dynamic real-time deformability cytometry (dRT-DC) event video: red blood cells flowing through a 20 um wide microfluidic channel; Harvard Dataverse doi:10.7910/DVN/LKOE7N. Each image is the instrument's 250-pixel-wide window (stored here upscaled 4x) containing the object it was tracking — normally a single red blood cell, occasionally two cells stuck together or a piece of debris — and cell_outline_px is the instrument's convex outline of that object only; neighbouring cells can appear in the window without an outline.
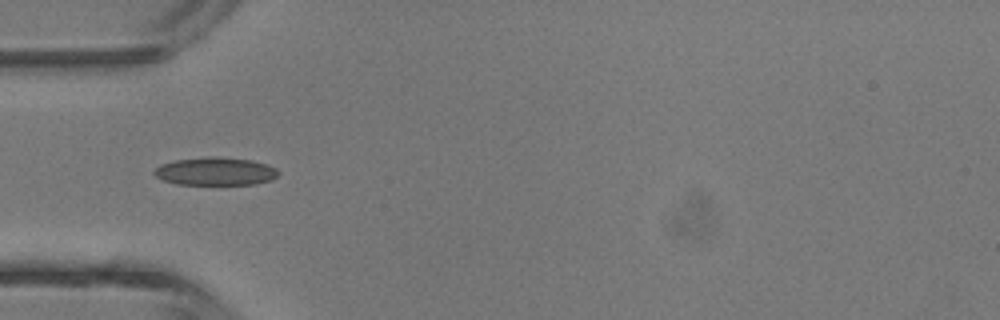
{"species": "common noctule bat (a hibernating species)", "species_latin": "Nyctalus noctula", "temperature_condition": "room temperature", "stored_images_in_passage": 5, "camera_frame_rate_fps": 3000, "um_per_image_px": 0.085, "animal": {"sex": "male", "body_mass_g": 13.3}, "frame": {"image": 1, "passage_image": 3, "time_ms": 3.333, "image_size_px": [1000, 320], "cell_outline_px": [[280, 172], [272, 180], [256, 184], [176, 184], [160, 180], [152, 172], [160, 164], [176, 160], [208, 156], [216, 156], [252, 160], [268, 164], [276, 168]], "centroid_in_image_um": [18.31, 14.56], "position_along_channel_um": 66.7, "area_um2": 20.46}}
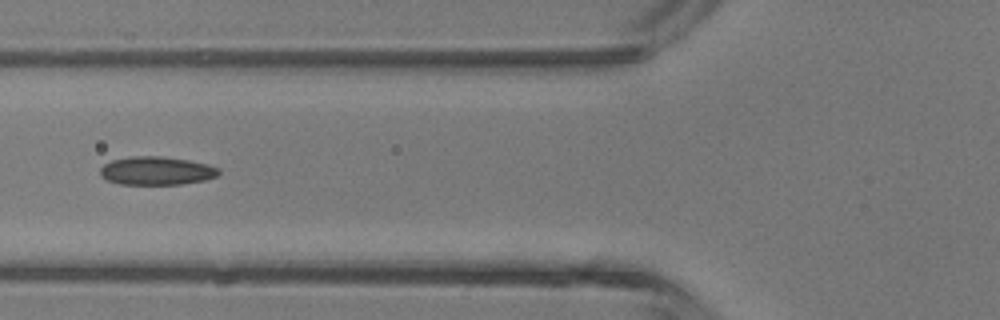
{"frame": {"image": 2, "passage_image": 4, "time_ms": 4.333, "image_size_px": [1000, 320], "cell_outline_px": [[220, 172], [216, 176], [204, 180], [180, 184], [120, 184], [108, 180], [100, 176], [100, 168], [104, 164], [112, 160], [132, 156], [160, 156], [188, 160], [208, 164], [220, 168]], "centroid_in_image_um": [13.3, 14.51], "position_along_channel_um": 112.5, "area_um2": 19.54}}
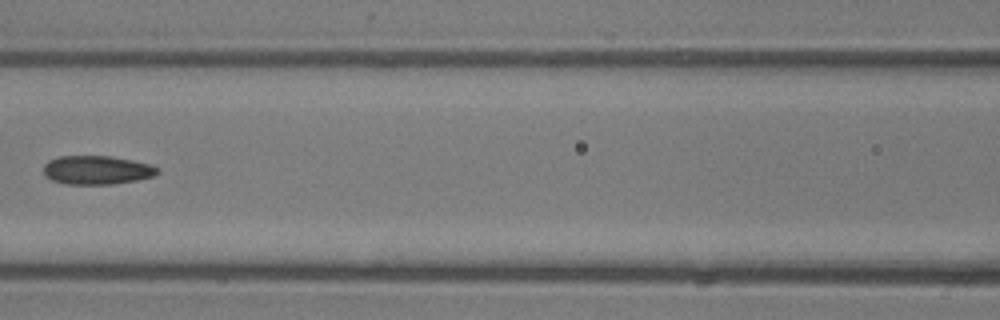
{"frame": {"image": 3, "passage_image": 5, "time_ms": 5.333, "image_size_px": [1000, 320], "cell_outline_px": [[160, 172], [152, 176], [136, 180], [112, 184], [68, 184], [52, 180], [44, 176], [44, 164], [48, 160], [60, 156], [112, 156], [152, 164], [160, 168]], "centroid_in_image_um": [8.24, 14.44], "position_along_channel_um": 158.4, "area_um2": 19.19}}